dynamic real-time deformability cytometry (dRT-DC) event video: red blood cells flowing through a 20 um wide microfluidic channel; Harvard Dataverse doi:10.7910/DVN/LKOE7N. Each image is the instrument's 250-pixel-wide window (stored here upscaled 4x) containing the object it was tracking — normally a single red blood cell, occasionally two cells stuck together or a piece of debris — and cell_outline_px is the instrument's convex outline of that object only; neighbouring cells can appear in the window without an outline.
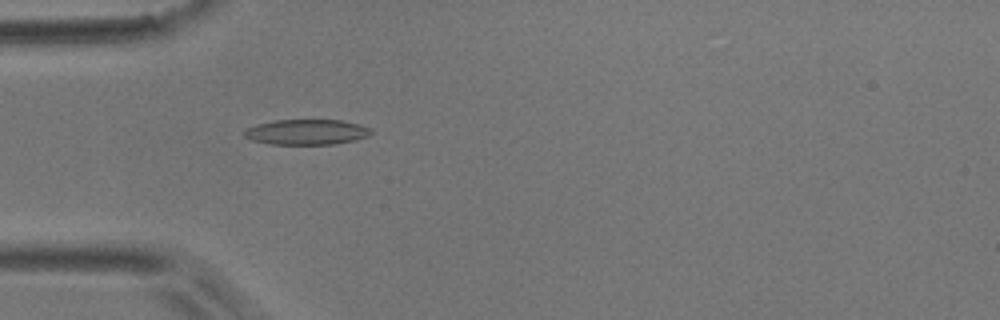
{"species": "common noctule bat (a hibernating species)", "species_latin": "Nyctalus noctula", "temperature_condition": "room temperature", "stored_images_in_passage": 5, "camera_frame_rate_fps": 3000, "um_per_image_px": 0.085, "animal": {"sex": "male", "body_mass_g": 17.9}, "frame": {"image": 1, "passage_image": 5, "time_ms": 4.667, "image_size_px": [1000, 320], "cell_outline_px": [[372, 132], [368, 136], [356, 140], [336, 144], [268, 144], [252, 140], [244, 136], [244, 128], [256, 124], [276, 120], [340, 120], [372, 128]], "centroid_in_image_um": [26.04, 11.22], "position_along_channel_um": 59.0, "area_um2": 18.79}}